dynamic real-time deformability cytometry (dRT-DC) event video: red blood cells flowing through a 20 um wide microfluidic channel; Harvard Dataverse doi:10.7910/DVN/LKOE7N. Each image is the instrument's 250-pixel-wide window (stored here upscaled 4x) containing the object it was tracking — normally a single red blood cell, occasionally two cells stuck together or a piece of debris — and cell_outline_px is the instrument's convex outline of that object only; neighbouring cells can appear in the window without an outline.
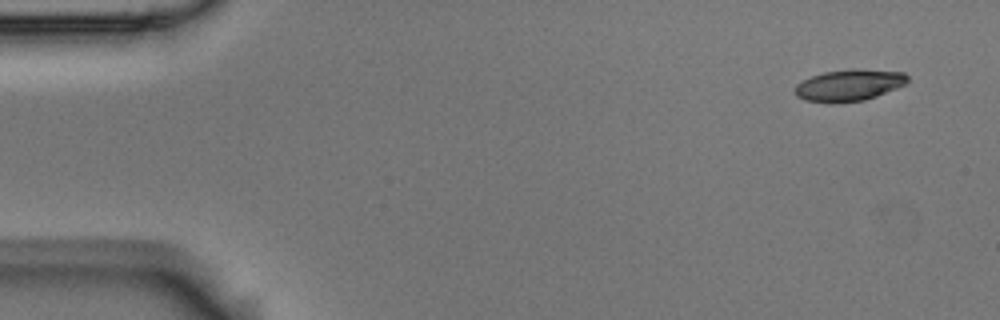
{"species": "Egyptian fruit bat (a non-hibernating species)", "species_latin": "Rousettus aegyptiacus", "temperature_condition": "room temperature", "stored_images_in_passage": 5, "camera_frame_rate_fps": 3000, "um_per_image_px": 0.085, "animal": {"sex": "male"}, "frame": {"image": 1, "passage_image": 1, "time_ms": 0.0, "image_size_px": [1000, 320], "cell_outline_px": [[908, 84], [876, 96], [864, 100], [804, 100], [796, 96], [792, 88], [796, 84], [812, 76], [824, 72], [848, 68], [860, 68], [904, 72], [908, 76]], "centroid_in_image_um": [72.22, 7.18], "position_along_channel_um": 12.8, "area_um2": 20.4}}
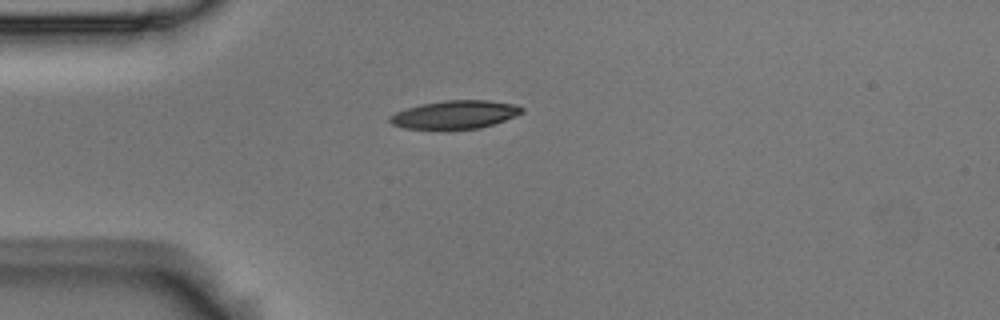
{"frame": {"image": 2, "passage_image": 4, "time_ms": 1.0, "image_size_px": [1000, 320], "cell_outline_px": [[524, 112], [516, 116], [480, 128], [444, 132], [404, 128], [392, 124], [388, 120], [388, 116], [396, 112], [420, 104], [444, 100], [488, 100], [516, 104], [524, 108]], "centroid_in_image_um": [38.64, 9.78], "position_along_channel_um": 46.4, "area_um2": 22.6}}